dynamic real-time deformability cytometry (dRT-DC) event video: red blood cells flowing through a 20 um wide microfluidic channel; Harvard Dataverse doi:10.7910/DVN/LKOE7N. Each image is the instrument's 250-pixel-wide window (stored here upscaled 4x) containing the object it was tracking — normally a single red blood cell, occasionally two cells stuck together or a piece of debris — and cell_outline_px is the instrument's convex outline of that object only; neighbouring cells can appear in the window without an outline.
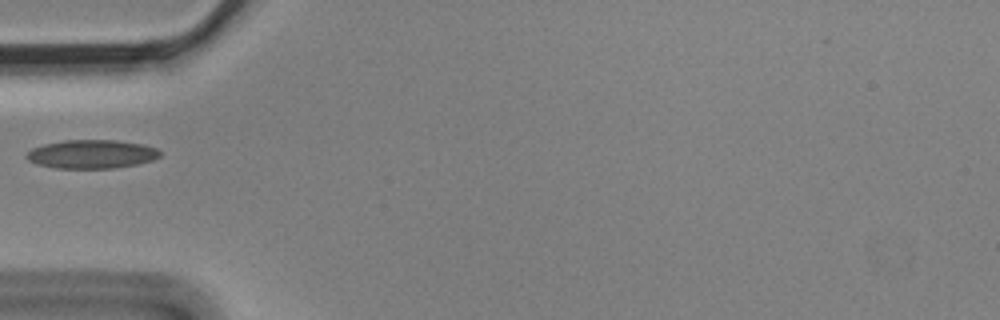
{"species": "Egyptian fruit bat (a non-hibernating species)", "species_latin": "Rousettus aegyptiacus", "temperature_condition": "cold", "stored_images_in_passage": 1, "camera_frame_rate_fps": 3000, "um_per_image_px": 0.085, "animal": {"sex": "male"}, "frame": {"image": 1, "passage_image": 1, "time_ms": 0.0, "image_size_px": [1000, 320], "cell_outline_px": [[160, 156], [152, 160], [136, 164], [116, 168], [52, 168], [36, 164], [28, 160], [24, 156], [32, 148], [44, 144], [64, 140], [116, 140], [144, 144], [156, 148], [160, 152]], "centroid_in_image_um": [7.76, 13.1], "position_along_channel_um": 77.2, "area_um2": 22.37}}